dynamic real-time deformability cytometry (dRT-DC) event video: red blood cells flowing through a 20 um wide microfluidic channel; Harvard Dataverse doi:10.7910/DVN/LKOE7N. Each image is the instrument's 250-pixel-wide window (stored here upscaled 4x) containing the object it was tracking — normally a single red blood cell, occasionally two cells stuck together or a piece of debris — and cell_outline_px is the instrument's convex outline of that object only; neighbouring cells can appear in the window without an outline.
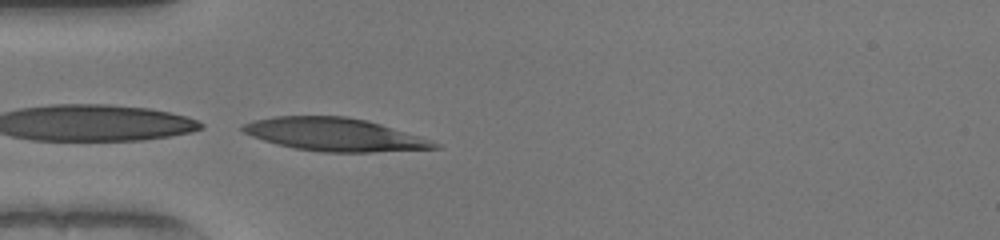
{"species": "human", "species_latin": "Homo sapiens", "temperature_condition": "warm", "stored_images_in_passage": 3, "camera_frame_rate_fps": 3000, "um_per_image_px": 0.085, "donor": {"sex": "female"}, "frame": {"image": 1, "passage_image": 3, "time_ms": 0.667, "image_size_px": [1000, 240], "cell_outline_px": [[444, 148], [372, 152], [320, 152], [296, 148], [276, 144], [252, 136], [244, 132], [240, 128], [244, 124], [252, 120], [272, 116], [348, 116], [368, 120], [420, 136], [432, 140], [440, 144]], "centroid_in_image_um": [28.47, 11.43], "position_along_channel_um": 56.5, "area_um2": 37.05}}